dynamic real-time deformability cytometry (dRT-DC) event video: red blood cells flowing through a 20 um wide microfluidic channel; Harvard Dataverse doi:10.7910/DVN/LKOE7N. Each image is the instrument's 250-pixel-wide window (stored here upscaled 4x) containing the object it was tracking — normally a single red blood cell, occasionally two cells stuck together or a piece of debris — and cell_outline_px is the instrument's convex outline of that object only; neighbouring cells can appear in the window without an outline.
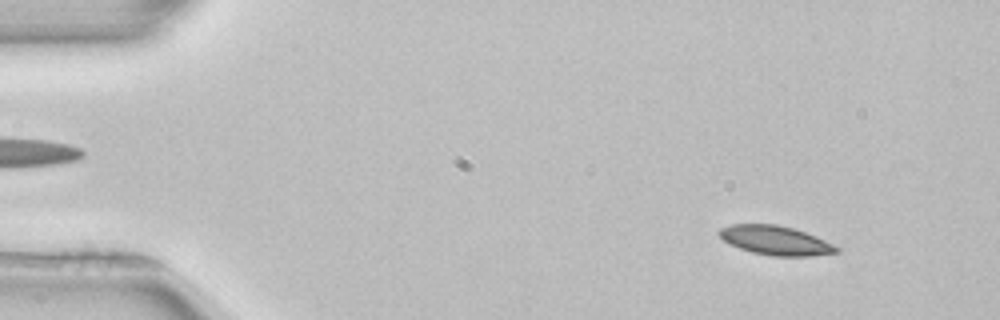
{"species": "common noctule bat (a hibernating species)", "species_latin": "Nyctalus noctula", "temperature_condition": "room temperature", "stored_images_in_passage": 51, "camera_frame_rate_fps": 3000, "um_per_image_px": 0.085, "animal": {"sex": "female", "body_mass_g": 22.7, "forearm_length_mm": 54.2}, "frame": {"image": 1, "passage_image": 5, "time_ms": 1.333, "image_size_px": [1000, 320], "cell_outline_px": [[840, 252], [812, 256], [772, 256], [752, 252], [728, 244], [716, 232], [720, 228], [732, 224], [776, 224], [792, 228], [816, 236], [840, 248]], "centroid_in_image_um": [65.9, 20.44], "position_along_channel_um": 19.1, "area_um2": 19.94}}
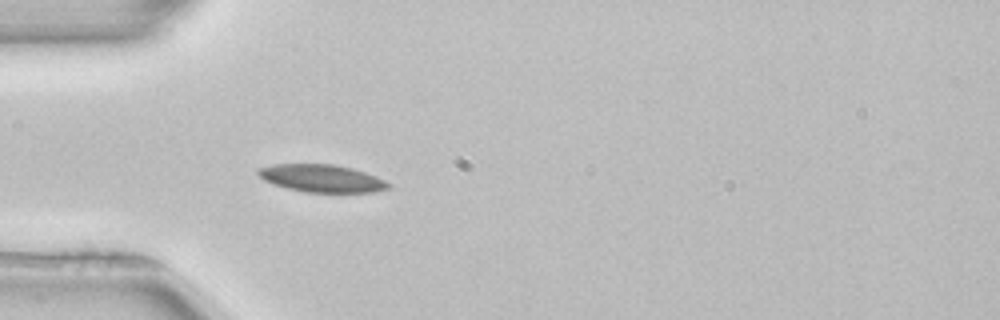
{"frame": {"image": 2, "passage_image": 15, "time_ms": 4.667, "image_size_px": [1000, 320], "cell_outline_px": [[392, 188], [372, 192], [304, 192], [272, 184], [264, 180], [256, 172], [256, 168], [272, 164], [336, 164], [352, 168], [376, 176], [392, 184]], "centroid_in_image_um": [27.34, 15.15], "position_along_channel_um": 57.7, "area_um2": 21.1}}
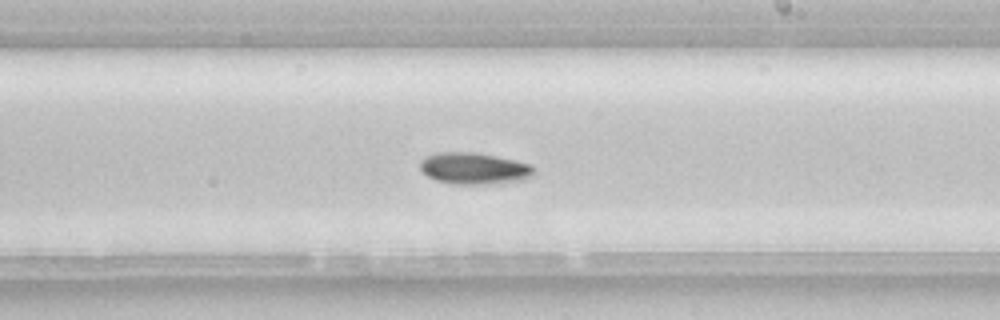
{"frame": {"image": 3, "passage_image": 30, "time_ms": 9.667, "image_size_px": [1000, 320], "cell_outline_px": [[536, 176], [524, 180], [484, 184], [452, 184], [436, 180], [428, 176], [420, 168], [420, 160], [424, 156], [436, 152], [476, 152], [516, 160], [532, 164], [536, 172]], "centroid_in_image_um": [40.34, 14.31], "position_along_channel_um": 248.7, "area_um2": 21.33}, "authors_computed_cell_mechanics": {"area_um2": 20.0566, "velocity_mm_per_s": 3.9192, "shape_relaxation_time_tau1_ms": 7.9589, "shape_relaxation_time_tau2_ms": null, "deformation_change_tau1": 0.153, "deformation_change_tau2": null}}